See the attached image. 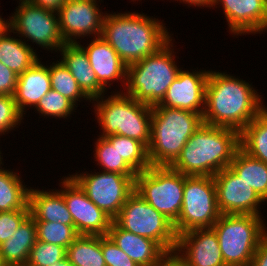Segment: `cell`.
I'll return each instance as SVG.
<instances>
[{"instance_id": "cell-5", "label": "cell", "mask_w": 267, "mask_h": 266, "mask_svg": "<svg viewBox=\"0 0 267 266\" xmlns=\"http://www.w3.org/2000/svg\"><path fill=\"white\" fill-rule=\"evenodd\" d=\"M203 124V116L188 110L152 106L148 159L152 166H170Z\"/></svg>"}, {"instance_id": "cell-16", "label": "cell", "mask_w": 267, "mask_h": 266, "mask_svg": "<svg viewBox=\"0 0 267 266\" xmlns=\"http://www.w3.org/2000/svg\"><path fill=\"white\" fill-rule=\"evenodd\" d=\"M209 72L206 69L186 71L182 67L163 100L154 106L188 110L203 116Z\"/></svg>"}, {"instance_id": "cell-41", "label": "cell", "mask_w": 267, "mask_h": 266, "mask_svg": "<svg viewBox=\"0 0 267 266\" xmlns=\"http://www.w3.org/2000/svg\"><path fill=\"white\" fill-rule=\"evenodd\" d=\"M158 266H190L183 258L175 251L167 252Z\"/></svg>"}, {"instance_id": "cell-11", "label": "cell", "mask_w": 267, "mask_h": 266, "mask_svg": "<svg viewBox=\"0 0 267 266\" xmlns=\"http://www.w3.org/2000/svg\"><path fill=\"white\" fill-rule=\"evenodd\" d=\"M18 3L8 18L12 33L27 45L30 41L43 50L58 52L65 44L59 30L58 12L34 5L29 0Z\"/></svg>"}, {"instance_id": "cell-37", "label": "cell", "mask_w": 267, "mask_h": 266, "mask_svg": "<svg viewBox=\"0 0 267 266\" xmlns=\"http://www.w3.org/2000/svg\"><path fill=\"white\" fill-rule=\"evenodd\" d=\"M29 215L28 204L20 210L0 212V245L14 235L18 227Z\"/></svg>"}, {"instance_id": "cell-22", "label": "cell", "mask_w": 267, "mask_h": 266, "mask_svg": "<svg viewBox=\"0 0 267 266\" xmlns=\"http://www.w3.org/2000/svg\"><path fill=\"white\" fill-rule=\"evenodd\" d=\"M62 64L70 71L82 91L91 99L106 94V90L97 80L88 56L78 43H65L58 51Z\"/></svg>"}, {"instance_id": "cell-32", "label": "cell", "mask_w": 267, "mask_h": 266, "mask_svg": "<svg viewBox=\"0 0 267 266\" xmlns=\"http://www.w3.org/2000/svg\"><path fill=\"white\" fill-rule=\"evenodd\" d=\"M94 161L104 172L122 175H137V173L120 157L116 144H111L106 138L97 136L94 142Z\"/></svg>"}, {"instance_id": "cell-24", "label": "cell", "mask_w": 267, "mask_h": 266, "mask_svg": "<svg viewBox=\"0 0 267 266\" xmlns=\"http://www.w3.org/2000/svg\"><path fill=\"white\" fill-rule=\"evenodd\" d=\"M37 241L35 220L29 215L14 235L0 245V259L4 266H25L30 250Z\"/></svg>"}, {"instance_id": "cell-2", "label": "cell", "mask_w": 267, "mask_h": 266, "mask_svg": "<svg viewBox=\"0 0 267 266\" xmlns=\"http://www.w3.org/2000/svg\"><path fill=\"white\" fill-rule=\"evenodd\" d=\"M167 29L163 21L143 12H106L101 36L128 66L167 44L173 38Z\"/></svg>"}, {"instance_id": "cell-29", "label": "cell", "mask_w": 267, "mask_h": 266, "mask_svg": "<svg viewBox=\"0 0 267 266\" xmlns=\"http://www.w3.org/2000/svg\"><path fill=\"white\" fill-rule=\"evenodd\" d=\"M66 257L73 266H106L99 235H79L67 248Z\"/></svg>"}, {"instance_id": "cell-34", "label": "cell", "mask_w": 267, "mask_h": 266, "mask_svg": "<svg viewBox=\"0 0 267 266\" xmlns=\"http://www.w3.org/2000/svg\"><path fill=\"white\" fill-rule=\"evenodd\" d=\"M37 228V240L51 244H57L66 249L79 236L74 225H64L54 222H35Z\"/></svg>"}, {"instance_id": "cell-38", "label": "cell", "mask_w": 267, "mask_h": 266, "mask_svg": "<svg viewBox=\"0 0 267 266\" xmlns=\"http://www.w3.org/2000/svg\"><path fill=\"white\" fill-rule=\"evenodd\" d=\"M101 251L106 266H139L119 249L108 236H101Z\"/></svg>"}, {"instance_id": "cell-33", "label": "cell", "mask_w": 267, "mask_h": 266, "mask_svg": "<svg viewBox=\"0 0 267 266\" xmlns=\"http://www.w3.org/2000/svg\"><path fill=\"white\" fill-rule=\"evenodd\" d=\"M77 106H75L69 99L58 93L57 91L51 89L47 94H45L38 104L33 108L36 109L39 116H44V118H63L73 114ZM41 114V115H40Z\"/></svg>"}, {"instance_id": "cell-14", "label": "cell", "mask_w": 267, "mask_h": 266, "mask_svg": "<svg viewBox=\"0 0 267 266\" xmlns=\"http://www.w3.org/2000/svg\"><path fill=\"white\" fill-rule=\"evenodd\" d=\"M99 2L102 0H98ZM97 0H66L58 12L59 30L65 43H77L87 36L100 37L104 13ZM98 2V3H97Z\"/></svg>"}, {"instance_id": "cell-35", "label": "cell", "mask_w": 267, "mask_h": 266, "mask_svg": "<svg viewBox=\"0 0 267 266\" xmlns=\"http://www.w3.org/2000/svg\"><path fill=\"white\" fill-rule=\"evenodd\" d=\"M66 253L65 247L37 240L25 266H50L65 258Z\"/></svg>"}, {"instance_id": "cell-21", "label": "cell", "mask_w": 267, "mask_h": 266, "mask_svg": "<svg viewBox=\"0 0 267 266\" xmlns=\"http://www.w3.org/2000/svg\"><path fill=\"white\" fill-rule=\"evenodd\" d=\"M51 90L48 64L40 59L17 78L14 100L19 112L25 117L28 109L35 107L42 97ZM25 112V113H24Z\"/></svg>"}, {"instance_id": "cell-36", "label": "cell", "mask_w": 267, "mask_h": 266, "mask_svg": "<svg viewBox=\"0 0 267 266\" xmlns=\"http://www.w3.org/2000/svg\"><path fill=\"white\" fill-rule=\"evenodd\" d=\"M23 117L16 106L14 96L0 95V136L19 128Z\"/></svg>"}, {"instance_id": "cell-3", "label": "cell", "mask_w": 267, "mask_h": 266, "mask_svg": "<svg viewBox=\"0 0 267 266\" xmlns=\"http://www.w3.org/2000/svg\"><path fill=\"white\" fill-rule=\"evenodd\" d=\"M239 148L238 131L203 123L170 167L186 176H214L230 166Z\"/></svg>"}, {"instance_id": "cell-43", "label": "cell", "mask_w": 267, "mask_h": 266, "mask_svg": "<svg viewBox=\"0 0 267 266\" xmlns=\"http://www.w3.org/2000/svg\"><path fill=\"white\" fill-rule=\"evenodd\" d=\"M164 1V0H163ZM178 2V0H175ZM180 3L188 4V7H201V8H208L211 9L214 0H179Z\"/></svg>"}, {"instance_id": "cell-25", "label": "cell", "mask_w": 267, "mask_h": 266, "mask_svg": "<svg viewBox=\"0 0 267 266\" xmlns=\"http://www.w3.org/2000/svg\"><path fill=\"white\" fill-rule=\"evenodd\" d=\"M8 28L0 35V62L11 69L18 76L31 68L40 58L34 47L27 45L18 36H10Z\"/></svg>"}, {"instance_id": "cell-19", "label": "cell", "mask_w": 267, "mask_h": 266, "mask_svg": "<svg viewBox=\"0 0 267 266\" xmlns=\"http://www.w3.org/2000/svg\"><path fill=\"white\" fill-rule=\"evenodd\" d=\"M77 43L86 52L98 82L106 90H108L115 81L117 83L121 81L122 85H120V87L122 86L125 88L127 65L102 36L93 38L89 44L87 42L86 47L84 44H81L79 40Z\"/></svg>"}, {"instance_id": "cell-28", "label": "cell", "mask_w": 267, "mask_h": 266, "mask_svg": "<svg viewBox=\"0 0 267 266\" xmlns=\"http://www.w3.org/2000/svg\"><path fill=\"white\" fill-rule=\"evenodd\" d=\"M240 148L267 164V107L240 132Z\"/></svg>"}, {"instance_id": "cell-39", "label": "cell", "mask_w": 267, "mask_h": 266, "mask_svg": "<svg viewBox=\"0 0 267 266\" xmlns=\"http://www.w3.org/2000/svg\"><path fill=\"white\" fill-rule=\"evenodd\" d=\"M18 75L0 62V95L13 96L16 91Z\"/></svg>"}, {"instance_id": "cell-9", "label": "cell", "mask_w": 267, "mask_h": 266, "mask_svg": "<svg viewBox=\"0 0 267 266\" xmlns=\"http://www.w3.org/2000/svg\"><path fill=\"white\" fill-rule=\"evenodd\" d=\"M113 221L128 232L154 240L166 252L176 249L178 235L173 222L148 204L136 191L128 197Z\"/></svg>"}, {"instance_id": "cell-31", "label": "cell", "mask_w": 267, "mask_h": 266, "mask_svg": "<svg viewBox=\"0 0 267 266\" xmlns=\"http://www.w3.org/2000/svg\"><path fill=\"white\" fill-rule=\"evenodd\" d=\"M111 144H116L120 157L136 172L145 171L151 166L148 149L140 141L122 135L105 137Z\"/></svg>"}, {"instance_id": "cell-7", "label": "cell", "mask_w": 267, "mask_h": 266, "mask_svg": "<svg viewBox=\"0 0 267 266\" xmlns=\"http://www.w3.org/2000/svg\"><path fill=\"white\" fill-rule=\"evenodd\" d=\"M265 219L250 214H221L212 229L226 266H250L263 235Z\"/></svg>"}, {"instance_id": "cell-26", "label": "cell", "mask_w": 267, "mask_h": 266, "mask_svg": "<svg viewBox=\"0 0 267 266\" xmlns=\"http://www.w3.org/2000/svg\"><path fill=\"white\" fill-rule=\"evenodd\" d=\"M229 168L267 203V164L239 148Z\"/></svg>"}, {"instance_id": "cell-17", "label": "cell", "mask_w": 267, "mask_h": 266, "mask_svg": "<svg viewBox=\"0 0 267 266\" xmlns=\"http://www.w3.org/2000/svg\"><path fill=\"white\" fill-rule=\"evenodd\" d=\"M216 5L222 6L233 37L267 32V4L264 0H214L212 9L217 8Z\"/></svg>"}, {"instance_id": "cell-46", "label": "cell", "mask_w": 267, "mask_h": 266, "mask_svg": "<svg viewBox=\"0 0 267 266\" xmlns=\"http://www.w3.org/2000/svg\"><path fill=\"white\" fill-rule=\"evenodd\" d=\"M1 154H2V152H1V148H0V164L3 162V161H2L3 158H2V156H1Z\"/></svg>"}, {"instance_id": "cell-10", "label": "cell", "mask_w": 267, "mask_h": 266, "mask_svg": "<svg viewBox=\"0 0 267 266\" xmlns=\"http://www.w3.org/2000/svg\"><path fill=\"white\" fill-rule=\"evenodd\" d=\"M220 215L213 176L185 175L182 209L173 223L176 234L212 228Z\"/></svg>"}, {"instance_id": "cell-20", "label": "cell", "mask_w": 267, "mask_h": 266, "mask_svg": "<svg viewBox=\"0 0 267 266\" xmlns=\"http://www.w3.org/2000/svg\"><path fill=\"white\" fill-rule=\"evenodd\" d=\"M107 236L139 266H158L167 253L154 240L133 234L112 221Z\"/></svg>"}, {"instance_id": "cell-42", "label": "cell", "mask_w": 267, "mask_h": 266, "mask_svg": "<svg viewBox=\"0 0 267 266\" xmlns=\"http://www.w3.org/2000/svg\"><path fill=\"white\" fill-rule=\"evenodd\" d=\"M29 1L39 7H43L53 11H58L66 0H29Z\"/></svg>"}, {"instance_id": "cell-44", "label": "cell", "mask_w": 267, "mask_h": 266, "mask_svg": "<svg viewBox=\"0 0 267 266\" xmlns=\"http://www.w3.org/2000/svg\"><path fill=\"white\" fill-rule=\"evenodd\" d=\"M9 28V19H3L0 15V35Z\"/></svg>"}, {"instance_id": "cell-18", "label": "cell", "mask_w": 267, "mask_h": 266, "mask_svg": "<svg viewBox=\"0 0 267 266\" xmlns=\"http://www.w3.org/2000/svg\"><path fill=\"white\" fill-rule=\"evenodd\" d=\"M175 252L190 266H226L212 228L193 229L177 237Z\"/></svg>"}, {"instance_id": "cell-13", "label": "cell", "mask_w": 267, "mask_h": 266, "mask_svg": "<svg viewBox=\"0 0 267 266\" xmlns=\"http://www.w3.org/2000/svg\"><path fill=\"white\" fill-rule=\"evenodd\" d=\"M61 184V185H60ZM57 189L64 197L79 235L107 236L113 219L97 207L70 176H63Z\"/></svg>"}, {"instance_id": "cell-40", "label": "cell", "mask_w": 267, "mask_h": 266, "mask_svg": "<svg viewBox=\"0 0 267 266\" xmlns=\"http://www.w3.org/2000/svg\"><path fill=\"white\" fill-rule=\"evenodd\" d=\"M250 266H267V232L263 235Z\"/></svg>"}, {"instance_id": "cell-30", "label": "cell", "mask_w": 267, "mask_h": 266, "mask_svg": "<svg viewBox=\"0 0 267 266\" xmlns=\"http://www.w3.org/2000/svg\"><path fill=\"white\" fill-rule=\"evenodd\" d=\"M50 62L48 65V71L51 82V89L57 91L67 99H69L75 106L78 107V102H81L82 98L86 101H92L80 88L75 78L70 71L57 60L56 62Z\"/></svg>"}, {"instance_id": "cell-45", "label": "cell", "mask_w": 267, "mask_h": 266, "mask_svg": "<svg viewBox=\"0 0 267 266\" xmlns=\"http://www.w3.org/2000/svg\"><path fill=\"white\" fill-rule=\"evenodd\" d=\"M50 266H73V265L71 264L69 259L67 257H65L61 261H59V262H57L55 264H52Z\"/></svg>"}, {"instance_id": "cell-12", "label": "cell", "mask_w": 267, "mask_h": 266, "mask_svg": "<svg viewBox=\"0 0 267 266\" xmlns=\"http://www.w3.org/2000/svg\"><path fill=\"white\" fill-rule=\"evenodd\" d=\"M76 172L70 176L85 191L88 198L114 219L128 197L135 191L136 175L100 171Z\"/></svg>"}, {"instance_id": "cell-23", "label": "cell", "mask_w": 267, "mask_h": 266, "mask_svg": "<svg viewBox=\"0 0 267 266\" xmlns=\"http://www.w3.org/2000/svg\"><path fill=\"white\" fill-rule=\"evenodd\" d=\"M48 190L30 187L28 192L30 216L35 222H58L64 225H73V219L63 195L57 189Z\"/></svg>"}, {"instance_id": "cell-1", "label": "cell", "mask_w": 267, "mask_h": 266, "mask_svg": "<svg viewBox=\"0 0 267 266\" xmlns=\"http://www.w3.org/2000/svg\"><path fill=\"white\" fill-rule=\"evenodd\" d=\"M257 91L246 80L210 69L203 123L234 129L240 133L267 107Z\"/></svg>"}, {"instance_id": "cell-4", "label": "cell", "mask_w": 267, "mask_h": 266, "mask_svg": "<svg viewBox=\"0 0 267 266\" xmlns=\"http://www.w3.org/2000/svg\"><path fill=\"white\" fill-rule=\"evenodd\" d=\"M92 100L101 137L122 135L142 142L147 148L151 138L152 106L136 101L121 90Z\"/></svg>"}, {"instance_id": "cell-27", "label": "cell", "mask_w": 267, "mask_h": 266, "mask_svg": "<svg viewBox=\"0 0 267 266\" xmlns=\"http://www.w3.org/2000/svg\"><path fill=\"white\" fill-rule=\"evenodd\" d=\"M0 164V212L23 209L28 204L29 187L18 171L5 169ZM3 167V168H2ZM24 184V185H23Z\"/></svg>"}, {"instance_id": "cell-8", "label": "cell", "mask_w": 267, "mask_h": 266, "mask_svg": "<svg viewBox=\"0 0 267 266\" xmlns=\"http://www.w3.org/2000/svg\"><path fill=\"white\" fill-rule=\"evenodd\" d=\"M185 175L170 166H150L135 178V191L173 223L182 209Z\"/></svg>"}, {"instance_id": "cell-6", "label": "cell", "mask_w": 267, "mask_h": 266, "mask_svg": "<svg viewBox=\"0 0 267 266\" xmlns=\"http://www.w3.org/2000/svg\"><path fill=\"white\" fill-rule=\"evenodd\" d=\"M173 41L172 38L157 52L128 65L122 92L150 106L159 104L181 70L175 62Z\"/></svg>"}, {"instance_id": "cell-15", "label": "cell", "mask_w": 267, "mask_h": 266, "mask_svg": "<svg viewBox=\"0 0 267 266\" xmlns=\"http://www.w3.org/2000/svg\"><path fill=\"white\" fill-rule=\"evenodd\" d=\"M213 179L217 205L221 214L262 216L260 206L265 201L229 167L217 172Z\"/></svg>"}]
</instances>
